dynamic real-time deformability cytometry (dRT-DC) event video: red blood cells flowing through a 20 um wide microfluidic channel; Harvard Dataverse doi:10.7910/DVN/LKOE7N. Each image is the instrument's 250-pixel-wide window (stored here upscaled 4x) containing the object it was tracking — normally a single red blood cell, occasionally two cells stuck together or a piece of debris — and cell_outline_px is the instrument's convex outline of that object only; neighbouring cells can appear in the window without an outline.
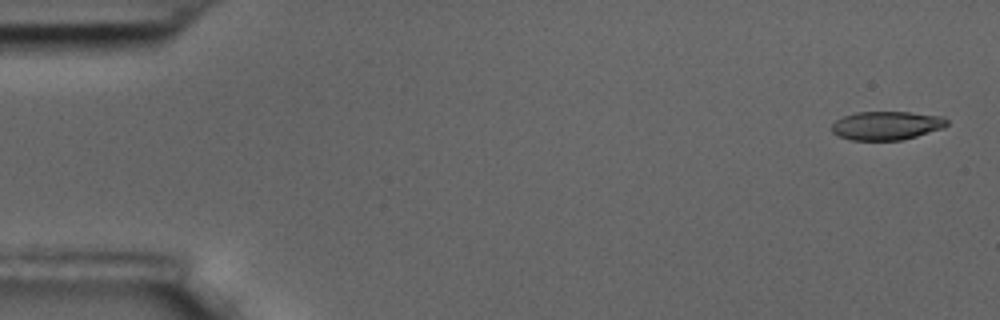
{"species": "common noctule bat (a hibernating species)", "species_latin": "Nyctalus noctula", "temperature_condition": "room temperature", "stored_images_in_passage": 13, "camera_frame_rate_fps": 3000, "um_per_image_px": 0.085, "animal": {"sex": "male", "body_mass_g": 17.5, "forearm_length_mm": 52.3}, "frame": {"image": 1, "passage_image": 1, "time_ms": 0.0, "image_size_px": [1000, 320], "cell_outline_px": [[948, 124], [944, 128], [916, 136], [900, 140], [852, 140], [840, 136], [832, 132], [832, 124], [836, 120], [844, 116], [856, 112], [908, 112], [944, 116], [948, 120]], "centroid_in_image_um": [75.39, 10.66], "position_along_channel_um": 9.6, "area_um2": 19.19}}
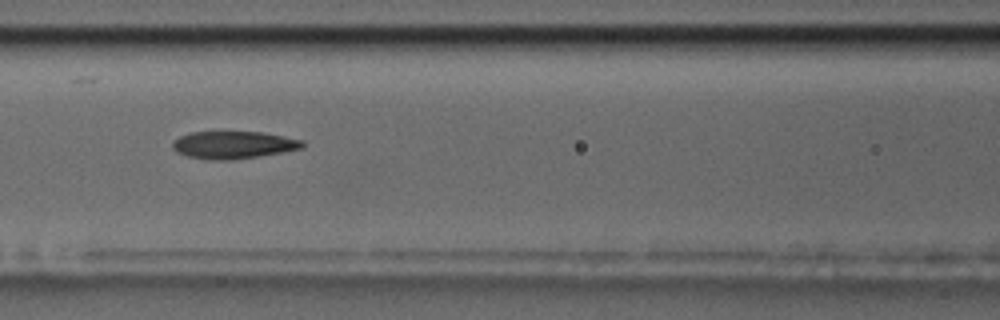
{"frame": {"image": 2, "passage_image": 7, "time_ms": 2.0, "image_size_px": [1000, 320], "cell_outline_px": [[304, 148], [284, 152], [260, 156], [232, 160], [208, 160], [188, 156], [176, 152], [172, 148], [172, 144], [180, 136], [192, 132], [260, 132], [284, 136], [304, 140]], "centroid_in_image_um": [19.87, 12.33], "position_along_channel_um": 146.7, "area_um2": 20.87}}
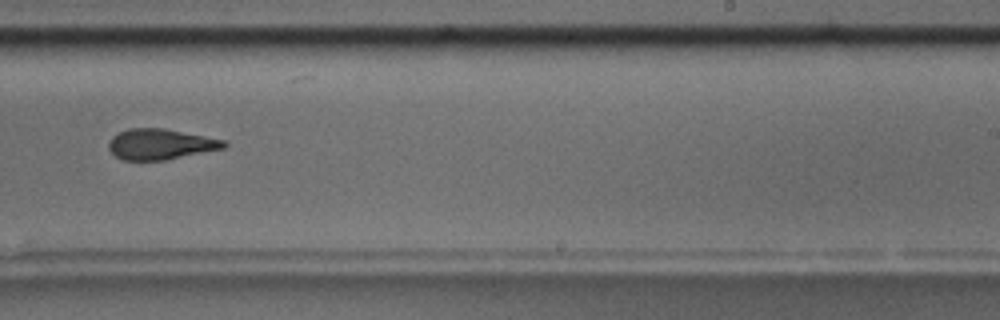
{"frame": {"image": 3, "passage_image": 10, "time_ms": 3.0, "image_size_px": [1000, 320], "cell_outline_px": [[228, 144], [224, 148], [164, 160], [124, 160], [116, 156], [108, 148], [108, 144], [112, 136], [128, 128], [164, 128], [224, 140]], "centroid_in_image_um": [13.62, 12.25], "position_along_channel_um": 275.4, "area_um2": 20.35}}